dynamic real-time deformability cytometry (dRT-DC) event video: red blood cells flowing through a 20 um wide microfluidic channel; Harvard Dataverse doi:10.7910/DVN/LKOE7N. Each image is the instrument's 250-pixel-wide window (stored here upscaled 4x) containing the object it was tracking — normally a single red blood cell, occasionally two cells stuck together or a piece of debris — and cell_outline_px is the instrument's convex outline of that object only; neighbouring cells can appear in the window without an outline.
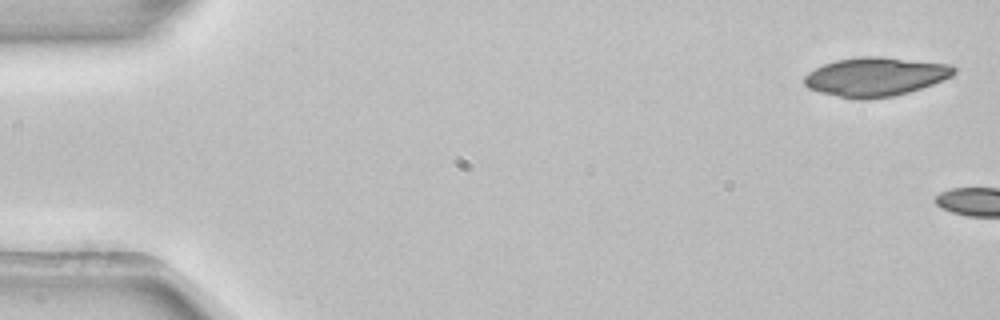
{"species": "common noctule bat (a hibernating species)", "species_latin": "Nyctalus noctula", "temperature_condition": "room temperature", "stored_images_in_passage": 2, "camera_frame_rate_fps": 3000, "um_per_image_px": 0.085, "animal": {"sex": "female", "body_mass_g": 22.7, "forearm_length_mm": 54.2}, "frame": {"image": 1, "passage_image": 1, "time_ms": 0.0, "image_size_px": [1000, 320], "cell_outline_px": [[956, 72], [952, 76], [932, 84], [908, 92], [892, 96], [868, 100], [860, 100], [820, 92], [808, 88], [804, 84], [804, 76], [808, 72], [824, 64], [836, 60], [860, 56], [880, 56], [952, 64], [956, 68]], "centroid_in_image_um": [74.42, 6.51], "position_along_channel_um": 10.6, "area_um2": 33.99}}